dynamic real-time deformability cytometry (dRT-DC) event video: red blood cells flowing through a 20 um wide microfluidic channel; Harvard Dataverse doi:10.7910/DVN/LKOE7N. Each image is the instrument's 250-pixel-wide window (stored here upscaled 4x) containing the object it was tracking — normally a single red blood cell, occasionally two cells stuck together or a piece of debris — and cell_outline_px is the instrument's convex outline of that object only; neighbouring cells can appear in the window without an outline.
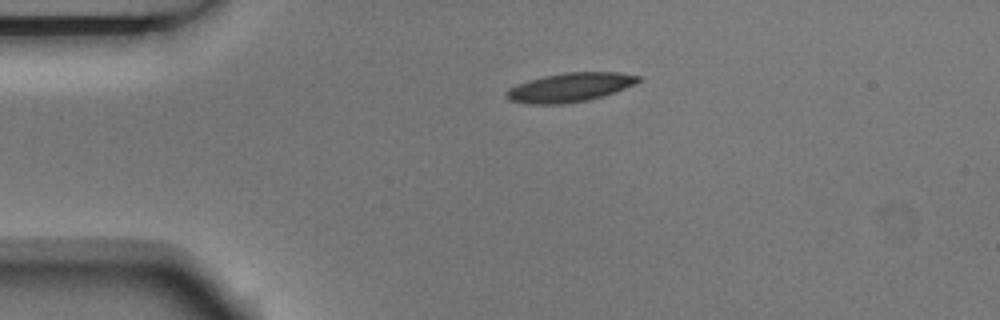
{"species": "Egyptian fruit bat (a non-hibernating species)", "species_latin": "Rousettus aegyptiacus", "temperature_condition": "room temperature", "stored_images_in_passage": 2, "camera_frame_rate_fps": 3000, "um_per_image_px": 0.085, "animal": {"sex": "male"}, "frame": {"image": 1, "passage_image": 2, "time_ms": 0.333, "image_size_px": [1000, 320], "cell_outline_px": [[640, 80], [636, 84], [588, 100], [560, 104], [528, 104], [508, 100], [504, 96], [508, 88], [544, 76], [564, 72], [616, 72], [640, 76]], "centroid_in_image_um": [48.42, 7.43], "position_along_channel_um": 36.6, "area_um2": 21.96}}